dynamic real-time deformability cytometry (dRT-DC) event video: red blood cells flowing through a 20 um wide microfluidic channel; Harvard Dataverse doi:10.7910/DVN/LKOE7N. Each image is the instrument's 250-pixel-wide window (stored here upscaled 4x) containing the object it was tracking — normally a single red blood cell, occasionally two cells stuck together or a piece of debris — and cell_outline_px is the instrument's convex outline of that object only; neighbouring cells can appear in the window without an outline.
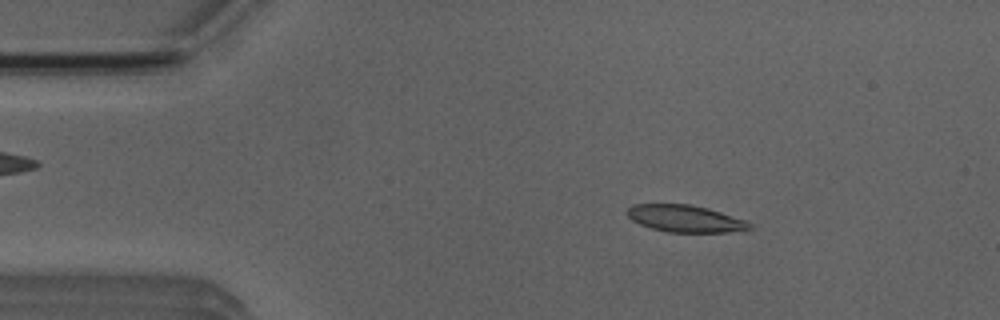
{"species": "Egyptian fruit bat (a non-hibernating species)", "species_latin": "Rousettus aegyptiacus", "temperature_condition": "room temperature", "stored_images_in_passage": 3, "camera_frame_rate_fps": 3000, "um_per_image_px": 0.085, "animal": {"sex": "male"}, "frame": {"image": 1, "passage_image": 1, "time_ms": 0.0, "image_size_px": [1000, 320], "cell_outline_px": [[752, 228], [744, 232], [668, 232], [652, 228], [640, 224], [632, 220], [628, 216], [628, 208], [632, 204], [688, 204], [708, 208], [744, 220], [752, 224]], "centroid_in_image_um": [58.28, 18.59], "position_along_channel_um": 26.7, "area_um2": 19.25}}